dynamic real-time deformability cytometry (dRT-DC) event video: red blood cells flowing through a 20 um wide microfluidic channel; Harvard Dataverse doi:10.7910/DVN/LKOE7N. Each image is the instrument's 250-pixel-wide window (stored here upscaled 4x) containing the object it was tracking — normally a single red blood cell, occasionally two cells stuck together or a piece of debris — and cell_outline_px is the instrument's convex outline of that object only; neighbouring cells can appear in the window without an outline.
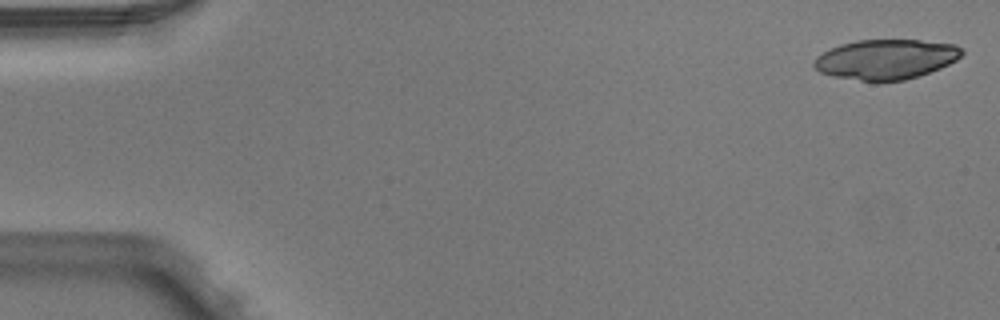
{"species": "Egyptian fruit bat (a non-hibernating species)", "species_latin": "Rousettus aegyptiacus", "temperature_condition": "warm", "stored_images_in_passage": 4, "camera_frame_rate_fps": 3000, "um_per_image_px": 0.085, "animal": {"sex": "male"}, "frame": {"image": 1, "passage_image": 1, "time_ms": 0.0, "image_size_px": [1000, 320], "cell_outline_px": [[964, 52], [956, 60], [940, 68], [904, 80], [876, 84], [872, 84], [832, 76], [820, 72], [812, 64], [816, 56], [840, 44], [856, 40], [920, 40], [956, 44], [964, 48]], "centroid_in_image_um": [75.29, 5.07], "position_along_channel_um": 9.7, "area_um2": 35.03}}